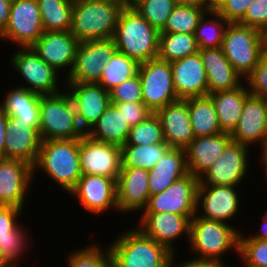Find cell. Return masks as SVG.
<instances>
[{
	"mask_svg": "<svg viewBox=\"0 0 267 267\" xmlns=\"http://www.w3.org/2000/svg\"><path fill=\"white\" fill-rule=\"evenodd\" d=\"M245 80L246 84L248 83L247 88L251 95L260 97L267 95V52Z\"/></svg>",
	"mask_w": 267,
	"mask_h": 267,
	"instance_id": "cell-45",
	"label": "cell"
},
{
	"mask_svg": "<svg viewBox=\"0 0 267 267\" xmlns=\"http://www.w3.org/2000/svg\"><path fill=\"white\" fill-rule=\"evenodd\" d=\"M41 143L39 129L32 122L8 116L4 158L19 159L34 166Z\"/></svg>",
	"mask_w": 267,
	"mask_h": 267,
	"instance_id": "cell-22",
	"label": "cell"
},
{
	"mask_svg": "<svg viewBox=\"0 0 267 267\" xmlns=\"http://www.w3.org/2000/svg\"><path fill=\"white\" fill-rule=\"evenodd\" d=\"M110 103L143 102L138 74L115 86L110 92Z\"/></svg>",
	"mask_w": 267,
	"mask_h": 267,
	"instance_id": "cell-44",
	"label": "cell"
},
{
	"mask_svg": "<svg viewBox=\"0 0 267 267\" xmlns=\"http://www.w3.org/2000/svg\"><path fill=\"white\" fill-rule=\"evenodd\" d=\"M165 142L171 148L185 149L195 138L188 110V98L179 99L157 110Z\"/></svg>",
	"mask_w": 267,
	"mask_h": 267,
	"instance_id": "cell-25",
	"label": "cell"
},
{
	"mask_svg": "<svg viewBox=\"0 0 267 267\" xmlns=\"http://www.w3.org/2000/svg\"><path fill=\"white\" fill-rule=\"evenodd\" d=\"M207 17H210V20L206 19ZM228 24L229 22L214 9L206 11L200 18L199 24L194 32L198 48L221 47Z\"/></svg>",
	"mask_w": 267,
	"mask_h": 267,
	"instance_id": "cell-37",
	"label": "cell"
},
{
	"mask_svg": "<svg viewBox=\"0 0 267 267\" xmlns=\"http://www.w3.org/2000/svg\"><path fill=\"white\" fill-rule=\"evenodd\" d=\"M140 229L146 236L165 246L175 254L174 243L183 235L189 241L190 221L195 215H180L171 212H142Z\"/></svg>",
	"mask_w": 267,
	"mask_h": 267,
	"instance_id": "cell-15",
	"label": "cell"
},
{
	"mask_svg": "<svg viewBox=\"0 0 267 267\" xmlns=\"http://www.w3.org/2000/svg\"><path fill=\"white\" fill-rule=\"evenodd\" d=\"M239 233L230 223L205 219L196 213L190 221L188 246L199 255L195 259L225 263L222 256L229 250L238 254Z\"/></svg>",
	"mask_w": 267,
	"mask_h": 267,
	"instance_id": "cell-5",
	"label": "cell"
},
{
	"mask_svg": "<svg viewBox=\"0 0 267 267\" xmlns=\"http://www.w3.org/2000/svg\"><path fill=\"white\" fill-rule=\"evenodd\" d=\"M179 4L195 5L208 10V0H177Z\"/></svg>",
	"mask_w": 267,
	"mask_h": 267,
	"instance_id": "cell-54",
	"label": "cell"
},
{
	"mask_svg": "<svg viewBox=\"0 0 267 267\" xmlns=\"http://www.w3.org/2000/svg\"><path fill=\"white\" fill-rule=\"evenodd\" d=\"M230 133L195 137L185 148L188 172L200 178L232 142Z\"/></svg>",
	"mask_w": 267,
	"mask_h": 267,
	"instance_id": "cell-26",
	"label": "cell"
},
{
	"mask_svg": "<svg viewBox=\"0 0 267 267\" xmlns=\"http://www.w3.org/2000/svg\"><path fill=\"white\" fill-rule=\"evenodd\" d=\"M33 180V166L19 159L0 158V205L24 209Z\"/></svg>",
	"mask_w": 267,
	"mask_h": 267,
	"instance_id": "cell-16",
	"label": "cell"
},
{
	"mask_svg": "<svg viewBox=\"0 0 267 267\" xmlns=\"http://www.w3.org/2000/svg\"><path fill=\"white\" fill-rule=\"evenodd\" d=\"M265 103H266V107H267V95H265L264 97Z\"/></svg>",
	"mask_w": 267,
	"mask_h": 267,
	"instance_id": "cell-61",
	"label": "cell"
},
{
	"mask_svg": "<svg viewBox=\"0 0 267 267\" xmlns=\"http://www.w3.org/2000/svg\"><path fill=\"white\" fill-rule=\"evenodd\" d=\"M249 95L250 92L244 83L233 90L208 94L214 103L223 132L231 133L236 128L245 100Z\"/></svg>",
	"mask_w": 267,
	"mask_h": 267,
	"instance_id": "cell-29",
	"label": "cell"
},
{
	"mask_svg": "<svg viewBox=\"0 0 267 267\" xmlns=\"http://www.w3.org/2000/svg\"><path fill=\"white\" fill-rule=\"evenodd\" d=\"M44 31H68L74 0H37Z\"/></svg>",
	"mask_w": 267,
	"mask_h": 267,
	"instance_id": "cell-35",
	"label": "cell"
},
{
	"mask_svg": "<svg viewBox=\"0 0 267 267\" xmlns=\"http://www.w3.org/2000/svg\"><path fill=\"white\" fill-rule=\"evenodd\" d=\"M8 2H10V3H12V2H14V1H16V0H7Z\"/></svg>",
	"mask_w": 267,
	"mask_h": 267,
	"instance_id": "cell-62",
	"label": "cell"
},
{
	"mask_svg": "<svg viewBox=\"0 0 267 267\" xmlns=\"http://www.w3.org/2000/svg\"><path fill=\"white\" fill-rule=\"evenodd\" d=\"M164 142L159 117L156 113H151L145 120L131 127L124 145H151Z\"/></svg>",
	"mask_w": 267,
	"mask_h": 267,
	"instance_id": "cell-39",
	"label": "cell"
},
{
	"mask_svg": "<svg viewBox=\"0 0 267 267\" xmlns=\"http://www.w3.org/2000/svg\"><path fill=\"white\" fill-rule=\"evenodd\" d=\"M22 212L23 209L15 206L0 205V235L8 234L19 224L17 220Z\"/></svg>",
	"mask_w": 267,
	"mask_h": 267,
	"instance_id": "cell-49",
	"label": "cell"
},
{
	"mask_svg": "<svg viewBox=\"0 0 267 267\" xmlns=\"http://www.w3.org/2000/svg\"><path fill=\"white\" fill-rule=\"evenodd\" d=\"M221 49L235 71L245 79L266 53L264 33L240 23H229Z\"/></svg>",
	"mask_w": 267,
	"mask_h": 267,
	"instance_id": "cell-7",
	"label": "cell"
},
{
	"mask_svg": "<svg viewBox=\"0 0 267 267\" xmlns=\"http://www.w3.org/2000/svg\"><path fill=\"white\" fill-rule=\"evenodd\" d=\"M188 173L185 149L171 148L149 170L150 195L166 190L172 183Z\"/></svg>",
	"mask_w": 267,
	"mask_h": 267,
	"instance_id": "cell-28",
	"label": "cell"
},
{
	"mask_svg": "<svg viewBox=\"0 0 267 267\" xmlns=\"http://www.w3.org/2000/svg\"><path fill=\"white\" fill-rule=\"evenodd\" d=\"M80 42L68 31H44L31 46L37 55L57 72L73 68ZM66 68V69H65Z\"/></svg>",
	"mask_w": 267,
	"mask_h": 267,
	"instance_id": "cell-20",
	"label": "cell"
},
{
	"mask_svg": "<svg viewBox=\"0 0 267 267\" xmlns=\"http://www.w3.org/2000/svg\"><path fill=\"white\" fill-rule=\"evenodd\" d=\"M199 179L188 173L172 183L166 190L150 195L143 212H171L180 215L197 213Z\"/></svg>",
	"mask_w": 267,
	"mask_h": 267,
	"instance_id": "cell-12",
	"label": "cell"
},
{
	"mask_svg": "<svg viewBox=\"0 0 267 267\" xmlns=\"http://www.w3.org/2000/svg\"><path fill=\"white\" fill-rule=\"evenodd\" d=\"M44 33L37 0H16L11 3L9 20L1 39L18 47H31Z\"/></svg>",
	"mask_w": 267,
	"mask_h": 267,
	"instance_id": "cell-13",
	"label": "cell"
},
{
	"mask_svg": "<svg viewBox=\"0 0 267 267\" xmlns=\"http://www.w3.org/2000/svg\"><path fill=\"white\" fill-rule=\"evenodd\" d=\"M261 149H259L261 151V154H262V160H260L261 162H263V169H264V173H265V177H266V182H267V143L260 147ZM267 184V183H266Z\"/></svg>",
	"mask_w": 267,
	"mask_h": 267,
	"instance_id": "cell-55",
	"label": "cell"
},
{
	"mask_svg": "<svg viewBox=\"0 0 267 267\" xmlns=\"http://www.w3.org/2000/svg\"><path fill=\"white\" fill-rule=\"evenodd\" d=\"M79 162L82 175L104 176L117 182L122 167L121 147L84 134L79 139Z\"/></svg>",
	"mask_w": 267,
	"mask_h": 267,
	"instance_id": "cell-11",
	"label": "cell"
},
{
	"mask_svg": "<svg viewBox=\"0 0 267 267\" xmlns=\"http://www.w3.org/2000/svg\"><path fill=\"white\" fill-rule=\"evenodd\" d=\"M206 11L208 10L202 7L178 3L160 32L194 34Z\"/></svg>",
	"mask_w": 267,
	"mask_h": 267,
	"instance_id": "cell-38",
	"label": "cell"
},
{
	"mask_svg": "<svg viewBox=\"0 0 267 267\" xmlns=\"http://www.w3.org/2000/svg\"><path fill=\"white\" fill-rule=\"evenodd\" d=\"M8 116L0 108V158H4L5 136L7 134Z\"/></svg>",
	"mask_w": 267,
	"mask_h": 267,
	"instance_id": "cell-52",
	"label": "cell"
},
{
	"mask_svg": "<svg viewBox=\"0 0 267 267\" xmlns=\"http://www.w3.org/2000/svg\"><path fill=\"white\" fill-rule=\"evenodd\" d=\"M6 93L3 102L0 101V108L3 112L7 116L21 119L24 122H32L39 129L41 94L19 87V85Z\"/></svg>",
	"mask_w": 267,
	"mask_h": 267,
	"instance_id": "cell-31",
	"label": "cell"
},
{
	"mask_svg": "<svg viewBox=\"0 0 267 267\" xmlns=\"http://www.w3.org/2000/svg\"><path fill=\"white\" fill-rule=\"evenodd\" d=\"M177 4V0H141L133 9L160 32Z\"/></svg>",
	"mask_w": 267,
	"mask_h": 267,
	"instance_id": "cell-40",
	"label": "cell"
},
{
	"mask_svg": "<svg viewBox=\"0 0 267 267\" xmlns=\"http://www.w3.org/2000/svg\"><path fill=\"white\" fill-rule=\"evenodd\" d=\"M176 94L179 99L208 96V81L198 53L170 62Z\"/></svg>",
	"mask_w": 267,
	"mask_h": 267,
	"instance_id": "cell-24",
	"label": "cell"
},
{
	"mask_svg": "<svg viewBox=\"0 0 267 267\" xmlns=\"http://www.w3.org/2000/svg\"><path fill=\"white\" fill-rule=\"evenodd\" d=\"M175 257V254H173L168 267H229L225 263H220L218 261L198 260L195 258L177 264Z\"/></svg>",
	"mask_w": 267,
	"mask_h": 267,
	"instance_id": "cell-50",
	"label": "cell"
},
{
	"mask_svg": "<svg viewBox=\"0 0 267 267\" xmlns=\"http://www.w3.org/2000/svg\"><path fill=\"white\" fill-rule=\"evenodd\" d=\"M140 1L141 0H122V3L125 8H133Z\"/></svg>",
	"mask_w": 267,
	"mask_h": 267,
	"instance_id": "cell-56",
	"label": "cell"
},
{
	"mask_svg": "<svg viewBox=\"0 0 267 267\" xmlns=\"http://www.w3.org/2000/svg\"><path fill=\"white\" fill-rule=\"evenodd\" d=\"M149 170L121 168L116 182L118 213L142 212L150 197Z\"/></svg>",
	"mask_w": 267,
	"mask_h": 267,
	"instance_id": "cell-23",
	"label": "cell"
},
{
	"mask_svg": "<svg viewBox=\"0 0 267 267\" xmlns=\"http://www.w3.org/2000/svg\"><path fill=\"white\" fill-rule=\"evenodd\" d=\"M67 260L68 267H111L109 247L102 250L98 244L71 251Z\"/></svg>",
	"mask_w": 267,
	"mask_h": 267,
	"instance_id": "cell-41",
	"label": "cell"
},
{
	"mask_svg": "<svg viewBox=\"0 0 267 267\" xmlns=\"http://www.w3.org/2000/svg\"><path fill=\"white\" fill-rule=\"evenodd\" d=\"M10 59L13 70L15 69L27 84H21L19 87L41 95L63 91L57 84L60 72L43 61L32 47H19Z\"/></svg>",
	"mask_w": 267,
	"mask_h": 267,
	"instance_id": "cell-9",
	"label": "cell"
},
{
	"mask_svg": "<svg viewBox=\"0 0 267 267\" xmlns=\"http://www.w3.org/2000/svg\"><path fill=\"white\" fill-rule=\"evenodd\" d=\"M76 108L80 128L86 134L105 112L110 94L97 83H64Z\"/></svg>",
	"mask_w": 267,
	"mask_h": 267,
	"instance_id": "cell-17",
	"label": "cell"
},
{
	"mask_svg": "<svg viewBox=\"0 0 267 267\" xmlns=\"http://www.w3.org/2000/svg\"><path fill=\"white\" fill-rule=\"evenodd\" d=\"M111 104L123 114L125 120L128 121L131 127L136 126L152 113L143 102H121Z\"/></svg>",
	"mask_w": 267,
	"mask_h": 267,
	"instance_id": "cell-48",
	"label": "cell"
},
{
	"mask_svg": "<svg viewBox=\"0 0 267 267\" xmlns=\"http://www.w3.org/2000/svg\"><path fill=\"white\" fill-rule=\"evenodd\" d=\"M95 1H122V0H95Z\"/></svg>",
	"mask_w": 267,
	"mask_h": 267,
	"instance_id": "cell-60",
	"label": "cell"
},
{
	"mask_svg": "<svg viewBox=\"0 0 267 267\" xmlns=\"http://www.w3.org/2000/svg\"><path fill=\"white\" fill-rule=\"evenodd\" d=\"M254 0H223L214 10L229 23H238Z\"/></svg>",
	"mask_w": 267,
	"mask_h": 267,
	"instance_id": "cell-47",
	"label": "cell"
},
{
	"mask_svg": "<svg viewBox=\"0 0 267 267\" xmlns=\"http://www.w3.org/2000/svg\"><path fill=\"white\" fill-rule=\"evenodd\" d=\"M11 3L7 0H0V38L2 37L9 20Z\"/></svg>",
	"mask_w": 267,
	"mask_h": 267,
	"instance_id": "cell-51",
	"label": "cell"
},
{
	"mask_svg": "<svg viewBox=\"0 0 267 267\" xmlns=\"http://www.w3.org/2000/svg\"><path fill=\"white\" fill-rule=\"evenodd\" d=\"M171 149L166 143L151 145H123L121 147V168H142L150 170Z\"/></svg>",
	"mask_w": 267,
	"mask_h": 267,
	"instance_id": "cell-33",
	"label": "cell"
},
{
	"mask_svg": "<svg viewBox=\"0 0 267 267\" xmlns=\"http://www.w3.org/2000/svg\"><path fill=\"white\" fill-rule=\"evenodd\" d=\"M236 187L238 186L198 185L197 215L227 223L240 211V197ZM200 209L203 211L201 214Z\"/></svg>",
	"mask_w": 267,
	"mask_h": 267,
	"instance_id": "cell-19",
	"label": "cell"
},
{
	"mask_svg": "<svg viewBox=\"0 0 267 267\" xmlns=\"http://www.w3.org/2000/svg\"><path fill=\"white\" fill-rule=\"evenodd\" d=\"M240 231L238 255L246 267H267V240L247 237Z\"/></svg>",
	"mask_w": 267,
	"mask_h": 267,
	"instance_id": "cell-43",
	"label": "cell"
},
{
	"mask_svg": "<svg viewBox=\"0 0 267 267\" xmlns=\"http://www.w3.org/2000/svg\"><path fill=\"white\" fill-rule=\"evenodd\" d=\"M137 74L140 78L143 103L152 113L179 100L170 62L155 58L139 63Z\"/></svg>",
	"mask_w": 267,
	"mask_h": 267,
	"instance_id": "cell-8",
	"label": "cell"
},
{
	"mask_svg": "<svg viewBox=\"0 0 267 267\" xmlns=\"http://www.w3.org/2000/svg\"><path fill=\"white\" fill-rule=\"evenodd\" d=\"M122 1L74 0L70 32L79 41L111 39Z\"/></svg>",
	"mask_w": 267,
	"mask_h": 267,
	"instance_id": "cell-3",
	"label": "cell"
},
{
	"mask_svg": "<svg viewBox=\"0 0 267 267\" xmlns=\"http://www.w3.org/2000/svg\"><path fill=\"white\" fill-rule=\"evenodd\" d=\"M199 52L194 34L160 32L158 56L162 61L173 62Z\"/></svg>",
	"mask_w": 267,
	"mask_h": 267,
	"instance_id": "cell-34",
	"label": "cell"
},
{
	"mask_svg": "<svg viewBox=\"0 0 267 267\" xmlns=\"http://www.w3.org/2000/svg\"><path fill=\"white\" fill-rule=\"evenodd\" d=\"M71 194L78 198L85 210L95 215L110 208L118 212L116 181L112 178L82 175Z\"/></svg>",
	"mask_w": 267,
	"mask_h": 267,
	"instance_id": "cell-18",
	"label": "cell"
},
{
	"mask_svg": "<svg viewBox=\"0 0 267 267\" xmlns=\"http://www.w3.org/2000/svg\"><path fill=\"white\" fill-rule=\"evenodd\" d=\"M47 174L68 194L82 176L79 162V139L43 140L39 155L33 166V177L37 170Z\"/></svg>",
	"mask_w": 267,
	"mask_h": 267,
	"instance_id": "cell-1",
	"label": "cell"
},
{
	"mask_svg": "<svg viewBox=\"0 0 267 267\" xmlns=\"http://www.w3.org/2000/svg\"><path fill=\"white\" fill-rule=\"evenodd\" d=\"M199 54L206 71L208 94L233 90L242 84V77L227 60L221 47L199 49Z\"/></svg>",
	"mask_w": 267,
	"mask_h": 267,
	"instance_id": "cell-27",
	"label": "cell"
},
{
	"mask_svg": "<svg viewBox=\"0 0 267 267\" xmlns=\"http://www.w3.org/2000/svg\"><path fill=\"white\" fill-rule=\"evenodd\" d=\"M250 148L231 142L218 160L200 178L198 185L239 186L248 174ZM247 173V174H246Z\"/></svg>",
	"mask_w": 267,
	"mask_h": 267,
	"instance_id": "cell-14",
	"label": "cell"
},
{
	"mask_svg": "<svg viewBox=\"0 0 267 267\" xmlns=\"http://www.w3.org/2000/svg\"><path fill=\"white\" fill-rule=\"evenodd\" d=\"M263 222L261 224V232H256L255 235H250L251 238H255L257 240H267V211L263 215ZM258 233V234H257Z\"/></svg>",
	"mask_w": 267,
	"mask_h": 267,
	"instance_id": "cell-53",
	"label": "cell"
},
{
	"mask_svg": "<svg viewBox=\"0 0 267 267\" xmlns=\"http://www.w3.org/2000/svg\"><path fill=\"white\" fill-rule=\"evenodd\" d=\"M230 135L233 142L248 147L267 143V107L263 97L250 94L246 98L238 125Z\"/></svg>",
	"mask_w": 267,
	"mask_h": 267,
	"instance_id": "cell-21",
	"label": "cell"
},
{
	"mask_svg": "<svg viewBox=\"0 0 267 267\" xmlns=\"http://www.w3.org/2000/svg\"><path fill=\"white\" fill-rule=\"evenodd\" d=\"M114 39L80 42L73 68L64 83H97L103 66L117 52Z\"/></svg>",
	"mask_w": 267,
	"mask_h": 267,
	"instance_id": "cell-10",
	"label": "cell"
},
{
	"mask_svg": "<svg viewBox=\"0 0 267 267\" xmlns=\"http://www.w3.org/2000/svg\"><path fill=\"white\" fill-rule=\"evenodd\" d=\"M131 126L119 110L110 104L97 122L86 133L90 138L122 147Z\"/></svg>",
	"mask_w": 267,
	"mask_h": 267,
	"instance_id": "cell-30",
	"label": "cell"
},
{
	"mask_svg": "<svg viewBox=\"0 0 267 267\" xmlns=\"http://www.w3.org/2000/svg\"><path fill=\"white\" fill-rule=\"evenodd\" d=\"M238 23L265 33L267 31V0H254Z\"/></svg>",
	"mask_w": 267,
	"mask_h": 267,
	"instance_id": "cell-46",
	"label": "cell"
},
{
	"mask_svg": "<svg viewBox=\"0 0 267 267\" xmlns=\"http://www.w3.org/2000/svg\"><path fill=\"white\" fill-rule=\"evenodd\" d=\"M139 63L117 51L113 57L103 66L101 77L97 84L110 92L115 86L135 76Z\"/></svg>",
	"mask_w": 267,
	"mask_h": 267,
	"instance_id": "cell-36",
	"label": "cell"
},
{
	"mask_svg": "<svg viewBox=\"0 0 267 267\" xmlns=\"http://www.w3.org/2000/svg\"><path fill=\"white\" fill-rule=\"evenodd\" d=\"M264 37H265V47L267 52V31L264 33Z\"/></svg>",
	"mask_w": 267,
	"mask_h": 267,
	"instance_id": "cell-59",
	"label": "cell"
},
{
	"mask_svg": "<svg viewBox=\"0 0 267 267\" xmlns=\"http://www.w3.org/2000/svg\"><path fill=\"white\" fill-rule=\"evenodd\" d=\"M188 110L195 137L222 133L212 99L209 96L188 98Z\"/></svg>",
	"mask_w": 267,
	"mask_h": 267,
	"instance_id": "cell-32",
	"label": "cell"
},
{
	"mask_svg": "<svg viewBox=\"0 0 267 267\" xmlns=\"http://www.w3.org/2000/svg\"><path fill=\"white\" fill-rule=\"evenodd\" d=\"M39 117L42 141L80 139L85 134L79 126L76 108L67 90L41 95Z\"/></svg>",
	"mask_w": 267,
	"mask_h": 267,
	"instance_id": "cell-6",
	"label": "cell"
},
{
	"mask_svg": "<svg viewBox=\"0 0 267 267\" xmlns=\"http://www.w3.org/2000/svg\"><path fill=\"white\" fill-rule=\"evenodd\" d=\"M223 0H208V10L214 9Z\"/></svg>",
	"mask_w": 267,
	"mask_h": 267,
	"instance_id": "cell-58",
	"label": "cell"
},
{
	"mask_svg": "<svg viewBox=\"0 0 267 267\" xmlns=\"http://www.w3.org/2000/svg\"><path fill=\"white\" fill-rule=\"evenodd\" d=\"M22 226V224H18L8 234L0 235V252L13 265V267L18 266L16 265L18 264V259L23 257V253L25 251L27 252V249L30 247L28 243L30 239H28L29 236L27 237L29 234L28 229L26 230Z\"/></svg>",
	"mask_w": 267,
	"mask_h": 267,
	"instance_id": "cell-42",
	"label": "cell"
},
{
	"mask_svg": "<svg viewBox=\"0 0 267 267\" xmlns=\"http://www.w3.org/2000/svg\"><path fill=\"white\" fill-rule=\"evenodd\" d=\"M159 34L137 11L124 7L113 39L119 52L142 63L157 58Z\"/></svg>",
	"mask_w": 267,
	"mask_h": 267,
	"instance_id": "cell-4",
	"label": "cell"
},
{
	"mask_svg": "<svg viewBox=\"0 0 267 267\" xmlns=\"http://www.w3.org/2000/svg\"><path fill=\"white\" fill-rule=\"evenodd\" d=\"M0 267H13V265L0 252Z\"/></svg>",
	"mask_w": 267,
	"mask_h": 267,
	"instance_id": "cell-57",
	"label": "cell"
},
{
	"mask_svg": "<svg viewBox=\"0 0 267 267\" xmlns=\"http://www.w3.org/2000/svg\"><path fill=\"white\" fill-rule=\"evenodd\" d=\"M133 228L108 245L111 267H168L173 253L136 226Z\"/></svg>",
	"mask_w": 267,
	"mask_h": 267,
	"instance_id": "cell-2",
	"label": "cell"
}]
</instances>
